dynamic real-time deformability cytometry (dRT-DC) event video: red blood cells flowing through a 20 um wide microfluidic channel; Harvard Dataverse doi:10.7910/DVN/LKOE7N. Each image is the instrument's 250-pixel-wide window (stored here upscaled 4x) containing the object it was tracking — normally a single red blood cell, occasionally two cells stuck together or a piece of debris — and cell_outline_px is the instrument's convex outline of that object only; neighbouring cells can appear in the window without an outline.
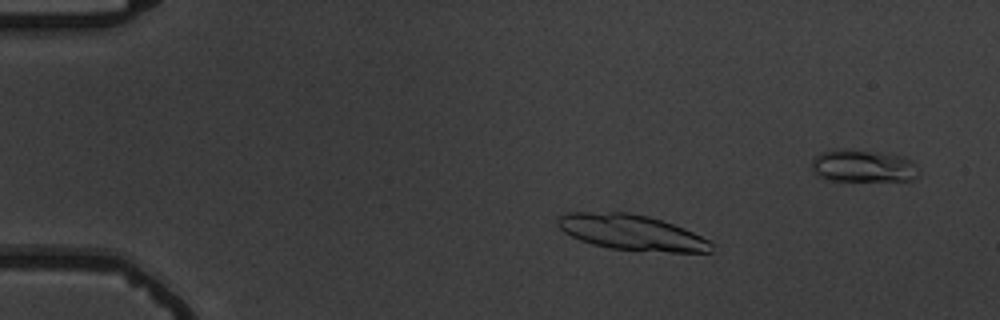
{"species": "common noctule bat (a hibernating species)", "species_latin": "Nyctalus noctula", "temperature_condition": "warm", "stored_images_in_passage": 6, "segment_of_instrument_passage": [1, 2], "camera_frame_rate_fps": 3000, "um_per_image_px": 0.085, "animal": {"sex": "male", "body_mass_g": 19.5, "forearm_length_mm": 54.6}, "frame": {"image": 1, "passage_image": 3, "time_ms": 2.333, "image_size_px": [1000, 320], "cell_outline_px": [[712, 252], [672, 252], [608, 248], [592, 244], [580, 240], [564, 232], [556, 224], [556, 220], [564, 212], [628, 212], [648, 216], [684, 228], [712, 240]], "centroid_in_image_um": [53.68, 19.75], "position_along_channel_um": 31.3, "area_um2": 31.79}}